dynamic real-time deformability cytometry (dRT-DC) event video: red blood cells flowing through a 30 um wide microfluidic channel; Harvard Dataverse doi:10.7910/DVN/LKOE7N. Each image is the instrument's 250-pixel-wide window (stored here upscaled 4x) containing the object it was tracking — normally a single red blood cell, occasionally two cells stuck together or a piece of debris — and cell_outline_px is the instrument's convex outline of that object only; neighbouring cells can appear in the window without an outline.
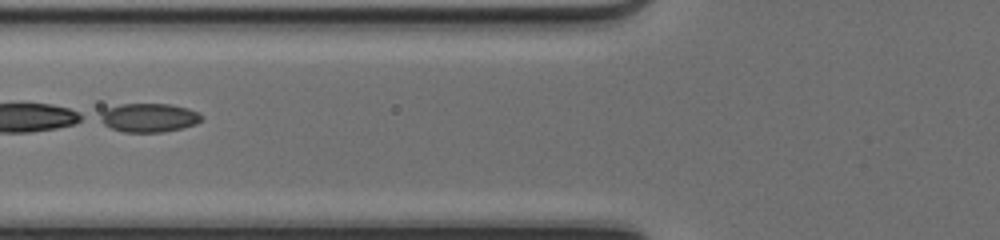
{"species": "common noctule bat (a hibernating species)", "species_latin": "Nyctalus noctula", "temperature_condition": "cold", "stored_images_in_passage": 39, "segment_of_instrument_passage": [2, 2], "camera_frame_rate_fps": 3000, "um_per_image_px": 0.085, "animal": {"sex": "female", "body_mass_g": 17.0, "forearm_length_mm": 48.0}, "frame": {"image": 1, "passage_image": 11, "time_ms": 3.333, "image_size_px": [1000, 240], "cell_outline_px": [[204, 116], [196, 124], [164, 132], [124, 132], [112, 128], [96, 120], [96, 116], [108, 108], [120, 104], [172, 104], [188, 108], [200, 112]], "centroid_in_image_um": [12.64, 10.0], "position_along_channel_um": 113.2, "area_um2": 17.22}}